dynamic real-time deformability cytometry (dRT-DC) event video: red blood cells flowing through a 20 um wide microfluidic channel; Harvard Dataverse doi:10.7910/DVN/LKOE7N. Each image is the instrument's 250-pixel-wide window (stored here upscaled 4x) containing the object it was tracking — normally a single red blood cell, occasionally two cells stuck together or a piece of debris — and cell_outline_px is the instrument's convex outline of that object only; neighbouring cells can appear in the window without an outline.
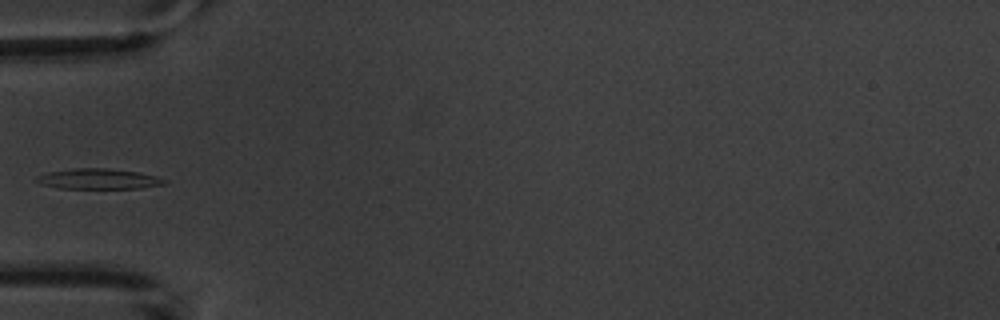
{"species": "common noctule bat (a hibernating species)", "species_latin": "Nyctalus noctula", "temperature_condition": "warm", "stored_images_in_passage": 5, "camera_frame_rate_fps": 3000, "um_per_image_px": 0.085, "animal": {"sex": "male", "body_mass_g": 20.1, "forearm_length_mm": 53.5}, "frame": {"image": 1, "passage_image": 4, "time_ms": 4.333, "image_size_px": [1000, 320], "cell_outline_px": [[168, 180], [164, 184], [140, 188], [60, 188], [40, 184], [36, 180], [36, 176], [48, 172], [72, 168], [108, 168], [140, 172], [156, 176]], "centroid_in_image_um": [8.38, 15.2], "position_along_channel_um": 76.6, "area_um2": 15.2}}